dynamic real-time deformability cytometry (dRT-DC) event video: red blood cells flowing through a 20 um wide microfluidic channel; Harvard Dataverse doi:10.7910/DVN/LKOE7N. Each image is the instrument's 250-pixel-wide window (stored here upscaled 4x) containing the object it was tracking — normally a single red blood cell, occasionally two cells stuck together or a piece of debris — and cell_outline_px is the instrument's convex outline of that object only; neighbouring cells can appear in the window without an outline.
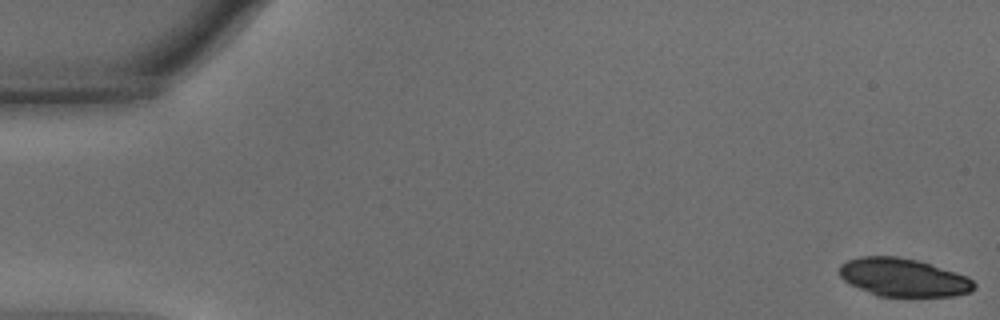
{"species": "common noctule bat (a hibernating species)", "species_latin": "Nyctalus noctula", "temperature_condition": "warm", "stored_images_in_passage": 48, "camera_frame_rate_fps": 3000, "um_per_image_px": 0.085, "animal": {"sex": "male", "body_mass_g": 15.6}, "frame": {"image": 1, "passage_image": 1, "time_ms": 0.0, "image_size_px": [1000, 320], "cell_outline_px": [[976, 288], [968, 292], [952, 296], [876, 296], [844, 280], [840, 276], [840, 264], [848, 260], [860, 256], [896, 256], [916, 260], [956, 272], [968, 276], [976, 284]], "centroid_in_image_um": [76.79, 23.58], "position_along_channel_um": 8.2, "area_um2": 29.71}}
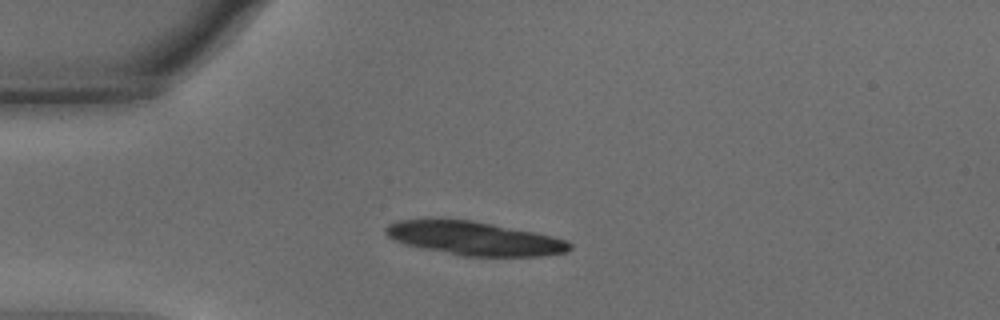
{"frame": {"image": 2, "passage_image": 14, "time_ms": 4.333, "image_size_px": [1000, 320], "cell_outline_px": [[572, 248], [568, 252], [540, 256], [464, 256], [404, 244], [388, 236], [384, 232], [384, 228], [388, 224], [396, 220], [472, 220], [536, 232], [568, 240], [572, 244]], "centroid_in_image_um": [40.37, 20.27], "position_along_channel_um": 44.6, "area_um2": 35.84}}